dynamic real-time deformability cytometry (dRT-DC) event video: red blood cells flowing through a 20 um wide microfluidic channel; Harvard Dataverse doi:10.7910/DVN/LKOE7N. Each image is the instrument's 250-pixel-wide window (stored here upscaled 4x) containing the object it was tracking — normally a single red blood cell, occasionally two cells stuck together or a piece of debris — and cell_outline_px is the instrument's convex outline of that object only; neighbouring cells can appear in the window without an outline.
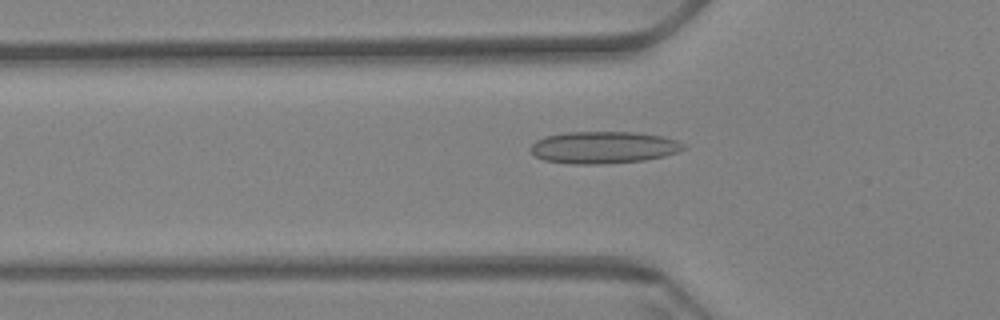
{"species": "Egyptian fruit bat (a non-hibernating species)", "species_latin": "Rousettus aegyptiacus", "temperature_condition": "warm", "stored_images_in_passage": 61, "camera_frame_rate_fps": 3000, "um_per_image_px": 0.085, "animal": {"sex": "female"}, "frame": {"image": 1, "passage_image": 20, "time_ms": 6.333, "image_size_px": [1000, 320], "cell_outline_px": [[688, 148], [664, 156], [644, 160], [604, 164], [572, 164], [544, 160], [536, 156], [528, 148], [536, 140], [544, 136], [568, 132], [636, 132], [664, 136], [676, 140], [684, 144]], "centroid_in_image_um": [51.3, 12.53], "position_along_channel_um": 74.5, "area_um2": 28.73}}
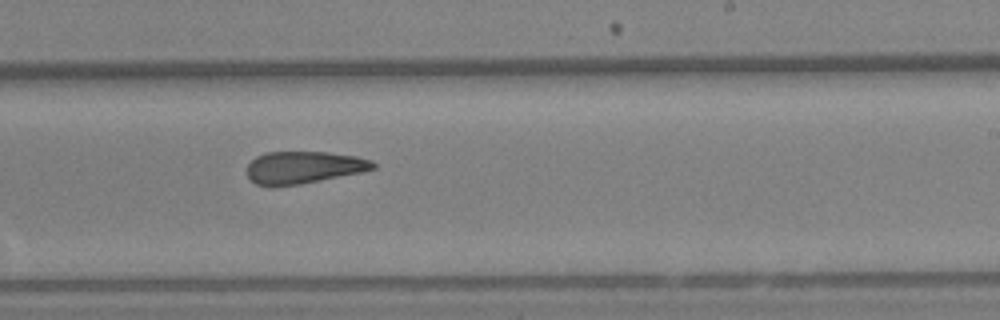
{"frame": {"image": 2, "passage_image": 37, "time_ms": 12.0, "image_size_px": [1000, 320], "cell_outline_px": [[376, 168], [360, 172], [300, 184], [256, 184], [248, 176], [248, 164], [256, 156], [264, 152], [328, 152], [356, 156], [372, 160], [376, 164]], "centroid_in_image_um": [25.84, 14.19], "position_along_channel_um": 263.2, "area_um2": 23.18}}
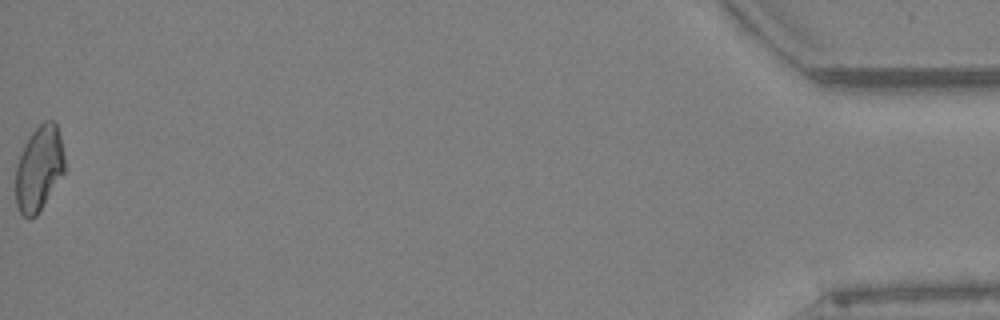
{"frame": {"image": 3, "passage_image": 61, "time_ms": 20.0, "image_size_px": [1000, 320], "cell_outline_px": [[64, 172], [36, 216], [28, 220], [20, 212], [16, 204], [16, 164], [24, 144], [32, 132], [44, 120], [52, 120], [56, 124], [60, 136], [64, 156]], "centroid_in_image_um": [3.3, 14.32], "position_along_channel_um": 431.9, "area_um2": 24.1}, "authors_computed_cell_mechanics": {"area_um2": 24.9696, "velocity_mm_per_s": 3.3438, "shape_relaxation_time_tau1_ms": null, "shape_relaxation_time_tau2_ms": 3.2921, "deformation_change_tau1": null, "deformation_change_tau2": 0.1104}}